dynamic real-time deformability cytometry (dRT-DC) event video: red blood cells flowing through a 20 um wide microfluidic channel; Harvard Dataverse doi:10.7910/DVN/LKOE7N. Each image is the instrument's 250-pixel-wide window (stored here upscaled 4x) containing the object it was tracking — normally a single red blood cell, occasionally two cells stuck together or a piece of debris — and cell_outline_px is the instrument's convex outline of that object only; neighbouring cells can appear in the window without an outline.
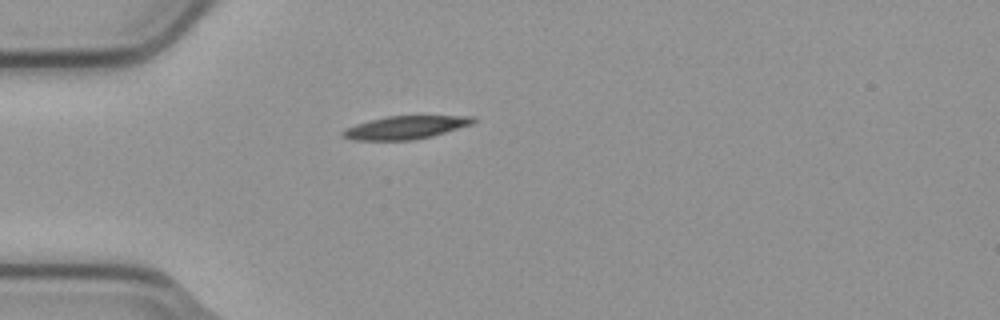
{"species": "common noctule bat (a hibernating species)", "species_latin": "Nyctalus noctula", "temperature_condition": "cold", "stored_images_in_passage": 1, "camera_frame_rate_fps": 3000, "um_per_image_px": 0.085, "animal": {"sex": "male", "body_mass_g": 23.1, "forearm_length_mm": 52.7}, "frame": {"image": 1, "passage_image": 1, "time_ms": 0.0, "image_size_px": [1000, 320], "cell_outline_px": [[476, 120], [472, 124], [432, 136], [412, 140], [352, 140], [340, 136], [340, 132], [344, 128], [368, 120], [388, 116], [476, 116]], "centroid_in_image_um": [34.41, 10.84], "position_along_channel_um": 50.6, "area_um2": 17.63}}